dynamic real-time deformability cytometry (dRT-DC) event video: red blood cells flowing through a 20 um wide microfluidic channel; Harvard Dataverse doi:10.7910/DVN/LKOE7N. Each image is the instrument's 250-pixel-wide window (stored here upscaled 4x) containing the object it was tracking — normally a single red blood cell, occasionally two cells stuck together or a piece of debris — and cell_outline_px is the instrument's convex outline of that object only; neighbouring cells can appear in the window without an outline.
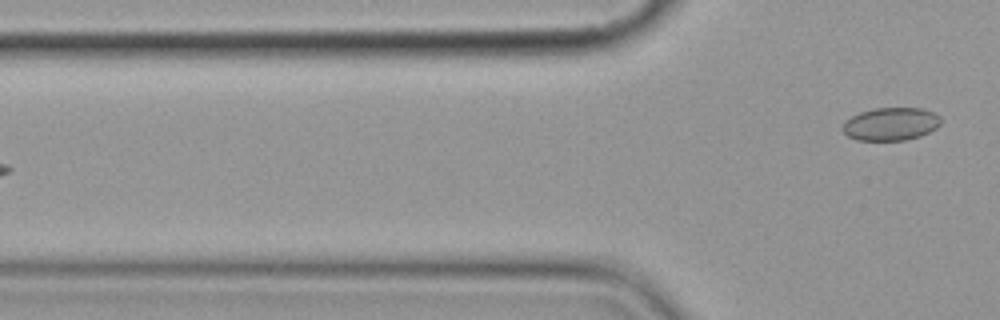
{"species": "common noctule bat (a hibernating species)", "species_latin": "Nyctalus noctula", "temperature_condition": "cold", "stored_images_in_passage": 5, "camera_frame_rate_fps": 3000, "um_per_image_px": 0.085, "animal": {"sex": "female", "body_mass_g": 19.9}, "frame": {"image": 1, "passage_image": 5, "time_ms": 5.667, "image_size_px": [1000, 320], "cell_outline_px": [[940, 124], [936, 128], [920, 136], [904, 140], [856, 140], [848, 136], [840, 128], [844, 120], [860, 112], [872, 108], [920, 108], [932, 112], [940, 116]], "centroid_in_image_um": [75.67, 10.54], "position_along_channel_um": 50.1, "area_um2": 18.9}}